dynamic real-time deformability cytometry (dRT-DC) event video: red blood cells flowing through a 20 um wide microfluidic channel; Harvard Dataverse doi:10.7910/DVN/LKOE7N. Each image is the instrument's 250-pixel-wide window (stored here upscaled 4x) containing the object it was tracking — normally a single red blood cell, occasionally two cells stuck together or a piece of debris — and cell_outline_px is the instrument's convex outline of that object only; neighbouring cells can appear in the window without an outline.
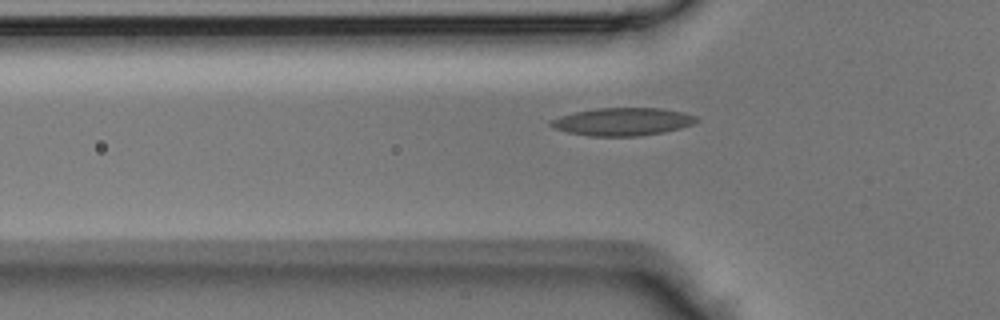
{"species": "Egyptian fruit bat (a non-hibernating species)", "species_latin": "Rousettus aegyptiacus", "temperature_condition": "room temperature", "stored_images_in_passage": 38, "camera_frame_rate_fps": 3000, "um_per_image_px": 0.085, "animal": {"sex": "male"}, "frame": {"image": 1, "passage_image": 14, "time_ms": 4.333, "image_size_px": [1000, 320], "cell_outline_px": [[700, 120], [692, 124], [680, 128], [664, 132], [640, 136], [588, 136], [568, 132], [552, 128], [548, 124], [548, 120], [560, 116], [576, 112], [596, 108], [660, 108], [684, 112], [696, 116]], "centroid_in_image_um": [52.9, 10.34], "position_along_channel_um": 72.9, "area_um2": 23.76}}
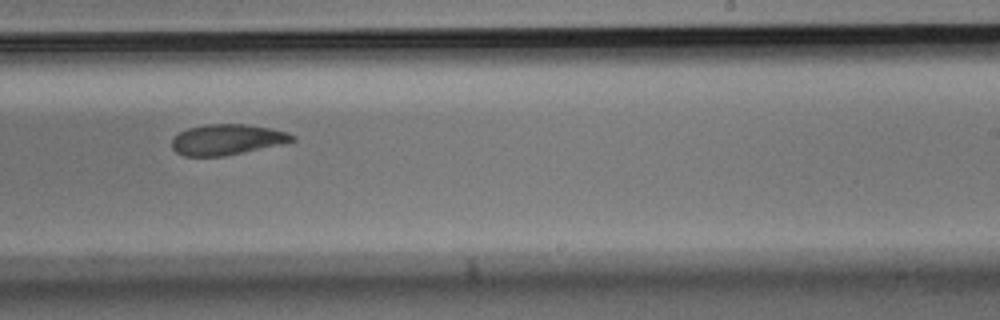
{"frame": {"image": 2, "passage_image": 27, "time_ms": 8.667, "image_size_px": [1000, 320], "cell_outline_px": [[296, 140], [280, 144], [224, 156], [184, 156], [176, 152], [172, 148], [172, 140], [180, 132], [188, 128], [208, 124], [248, 124], [272, 128], [288, 132], [296, 136]], "centroid_in_image_um": [19.31, 11.85], "position_along_channel_um": 269.7, "area_um2": 21.39}}
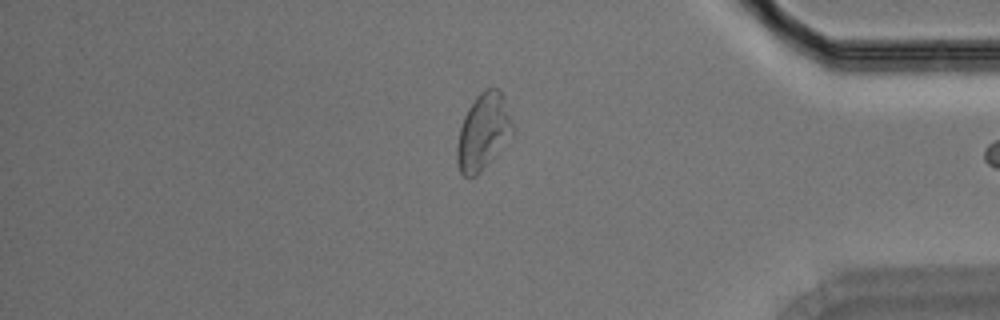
{"frame": {"image": 3, "passage_image": 37, "time_ms": 12.0, "image_size_px": [1000, 320], "cell_outline_px": [[516, 132], [488, 164], [476, 176], [464, 176], [460, 172], [456, 160], [456, 148], [460, 128], [464, 116], [472, 100], [484, 88], [496, 88], [504, 96], [516, 128]], "centroid_in_image_um": [41.11, 11.18], "position_along_channel_um": 394.1, "area_um2": 25.2}}